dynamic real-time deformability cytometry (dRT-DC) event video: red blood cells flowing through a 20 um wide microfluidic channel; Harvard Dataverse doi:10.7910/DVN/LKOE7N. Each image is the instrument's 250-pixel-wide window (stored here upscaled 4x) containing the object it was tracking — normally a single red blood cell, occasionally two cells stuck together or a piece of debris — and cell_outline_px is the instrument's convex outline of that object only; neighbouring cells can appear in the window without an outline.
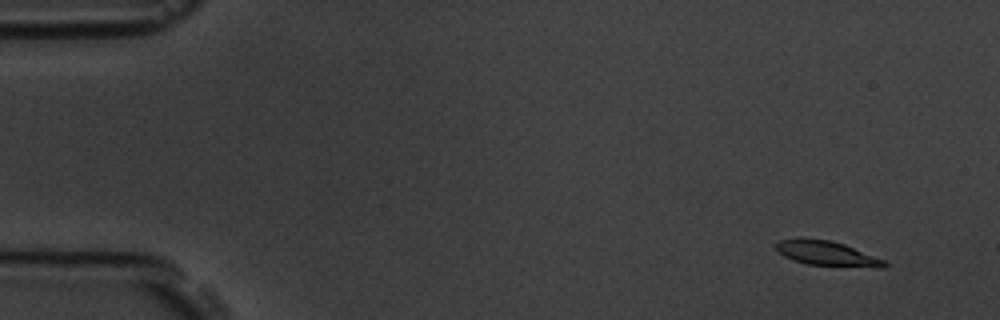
{"species": "common noctule bat (a hibernating species)", "species_latin": "Nyctalus noctula", "temperature_condition": "room temperature", "stored_images_in_passage": 5, "camera_frame_rate_fps": 3000, "um_per_image_px": 0.085, "animal": {"sex": "male", "body_mass_g": 19.5, "forearm_length_mm": 54.6}, "frame": {"image": 1, "passage_image": 2, "time_ms": 1.333, "image_size_px": [1000, 320], "cell_outline_px": [[888, 264], [884, 268], [880, 268], [804, 264], [792, 260], [784, 256], [772, 244], [776, 240], [832, 240], [844, 244], [884, 260]], "centroid_in_image_um": [70.29, 21.57], "position_along_channel_um": 14.7, "area_um2": 15.32}}
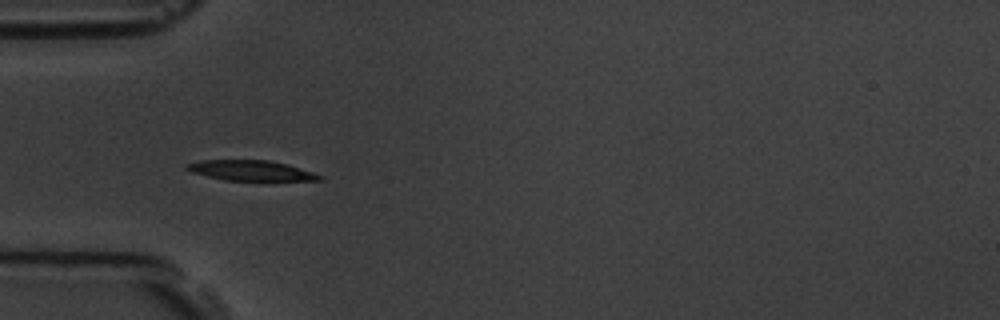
{"frame": {"image": 2, "passage_image": 5, "time_ms": 5.667, "image_size_px": [1000, 320], "cell_outline_px": [[324, 180], [264, 184], [224, 180], [192, 172], [184, 168], [184, 164], [200, 160], [268, 160], [288, 164], [324, 176]], "centroid_in_image_um": [21.45, 14.56], "position_along_channel_um": 63.5, "area_um2": 17.05}}